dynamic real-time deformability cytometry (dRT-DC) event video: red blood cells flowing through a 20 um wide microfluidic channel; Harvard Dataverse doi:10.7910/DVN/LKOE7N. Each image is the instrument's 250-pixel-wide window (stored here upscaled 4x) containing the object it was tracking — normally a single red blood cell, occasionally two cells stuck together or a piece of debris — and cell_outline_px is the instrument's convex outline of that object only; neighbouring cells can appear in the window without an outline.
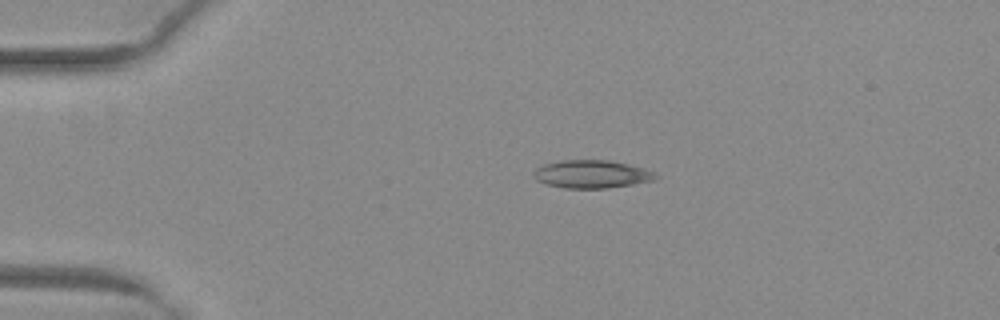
{"species": "common noctule bat (a hibernating species)", "species_latin": "Nyctalus noctula", "temperature_condition": "warm", "stored_images_in_passage": 41, "camera_frame_rate_fps": 3000, "um_per_image_px": 0.085, "animal": {"sex": "female", "body_mass_g": 29.2, "forearm_length_mm": 56.3}, "frame": {"image": 1, "passage_image": 1, "time_ms": 0.0, "image_size_px": [1000, 320], "cell_outline_px": [[660, 176], [652, 180], [632, 184], [608, 188], [564, 188], [548, 184], [536, 180], [532, 176], [532, 172], [536, 168], [544, 164], [564, 160], [608, 160], [628, 164], [644, 168], [656, 172]], "centroid_in_image_um": [50.29, 14.8], "position_along_channel_um": 34.7, "area_um2": 19.88}}
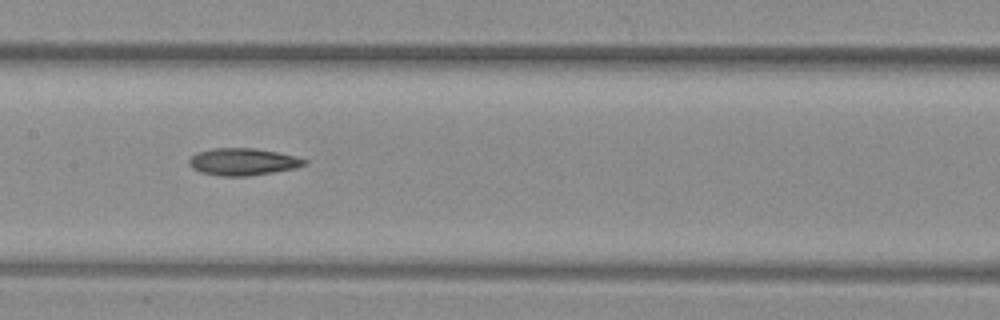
{"frame": {"image": 2, "passage_image": 16, "time_ms": 5.0, "image_size_px": [1000, 320], "cell_outline_px": [[308, 164], [296, 168], [248, 176], [220, 176], [200, 172], [192, 168], [188, 164], [188, 160], [196, 152], [212, 148], [252, 148], [276, 152], [296, 156], [308, 160]], "centroid_in_image_um": [20.64, 13.75], "position_along_channel_um": 186.8, "area_um2": 18.32}}
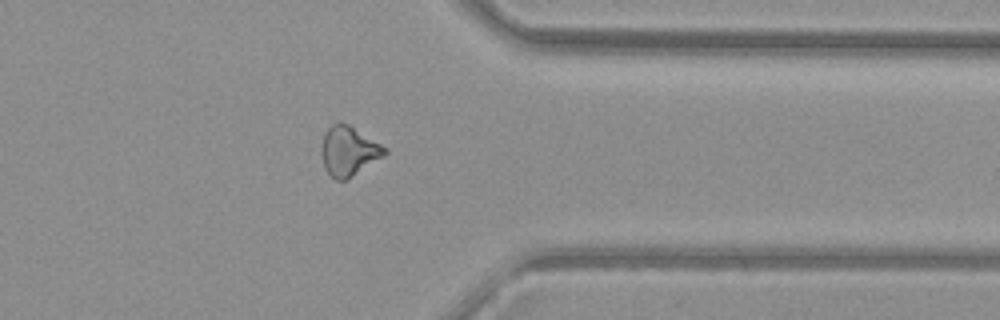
{"frame": {"image": 3, "passage_image": 31, "time_ms": 10.0, "image_size_px": [1000, 320], "cell_outline_px": [[388, 152], [384, 156], [352, 176], [344, 180], [336, 180], [324, 168], [320, 152], [320, 148], [324, 132], [332, 124], [340, 120], [348, 124], [388, 148]], "centroid_in_image_um": [29.62, 12.81], "position_along_channel_um": 381.8, "area_um2": 18.38}, "authors_computed_cell_mechanics": {"area_um2": 18.207, "velocity_mm_per_s": 4.0576, "shape_relaxation_time_tau1_ms": null, "shape_relaxation_time_tau2_ms": 8.3246, "deformation_change_tau1": null, "deformation_change_tau2": 0.1992}}